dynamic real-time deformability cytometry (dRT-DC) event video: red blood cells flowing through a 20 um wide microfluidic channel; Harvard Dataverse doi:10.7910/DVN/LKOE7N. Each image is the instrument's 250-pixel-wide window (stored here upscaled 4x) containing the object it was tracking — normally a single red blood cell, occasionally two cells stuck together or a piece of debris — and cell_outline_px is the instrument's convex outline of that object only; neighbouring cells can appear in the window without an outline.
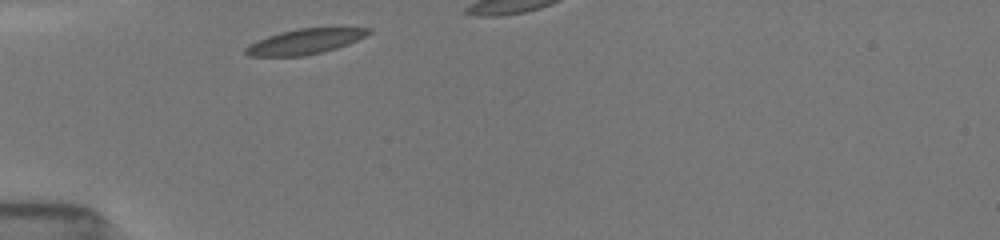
{"species": "common noctule bat (a hibernating species)", "species_latin": "Nyctalus noctula", "temperature_condition": "room temperature", "stored_images_in_passage": 12, "camera_frame_rate_fps": 3000, "um_per_image_px": 0.085, "animal": {"sex": "female", "body_mass_g": 19.5, "forearm_length_mm": 54.1}, "frame": {"image": 1, "passage_image": 1, "time_ms": 0.0, "image_size_px": [1000, 240], "cell_outline_px": [[368, 32], [352, 40], [328, 48], [312, 52], [288, 56], [272, 56], [248, 52], [248, 48], [264, 40], [288, 32], [308, 28], [356, 28]], "centroid_in_image_um": [25.94, 3.5], "position_along_channel_um": 59.1, "area_um2": 14.8}}
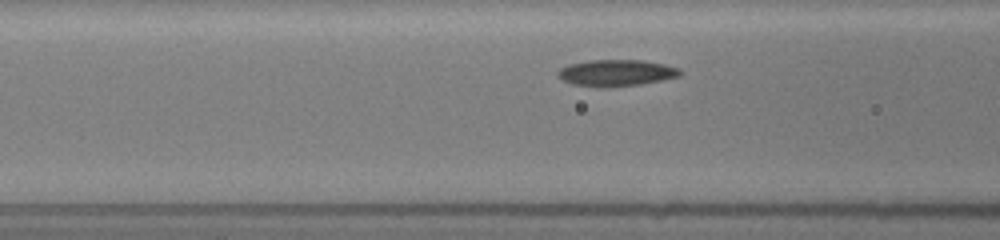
{"frame": {"image": 2, "passage_image": 6, "time_ms": 1.667, "image_size_px": [1000, 240], "cell_outline_px": [[676, 72], [668, 76], [652, 80], [624, 84], [584, 84], [568, 80], [560, 72], [564, 68], [580, 64], [652, 64], [672, 68]], "centroid_in_image_um": [52.29, 6.23], "position_along_channel_um": 114.3, "area_um2": 13.53}}
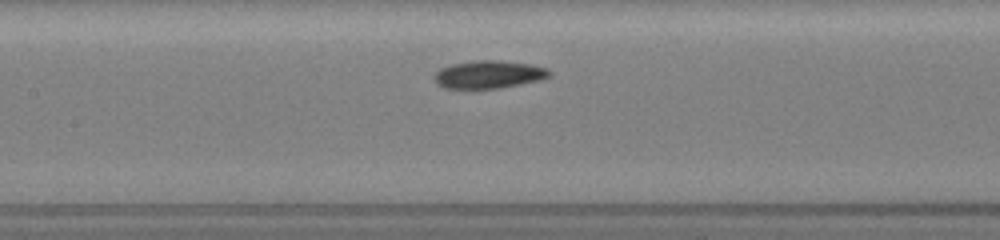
{"frame": {"image": 3, "passage_image": 10, "time_ms": 3.0, "image_size_px": [1000, 240], "cell_outline_px": [[544, 76], [528, 80], [508, 84], [484, 88], [460, 88], [444, 84], [440, 80], [440, 72], [448, 68], [464, 64], [512, 64], [540, 68], [544, 72]], "centroid_in_image_um": [41.47, 6.39], "position_along_channel_um": 165.9, "area_um2": 14.1}}